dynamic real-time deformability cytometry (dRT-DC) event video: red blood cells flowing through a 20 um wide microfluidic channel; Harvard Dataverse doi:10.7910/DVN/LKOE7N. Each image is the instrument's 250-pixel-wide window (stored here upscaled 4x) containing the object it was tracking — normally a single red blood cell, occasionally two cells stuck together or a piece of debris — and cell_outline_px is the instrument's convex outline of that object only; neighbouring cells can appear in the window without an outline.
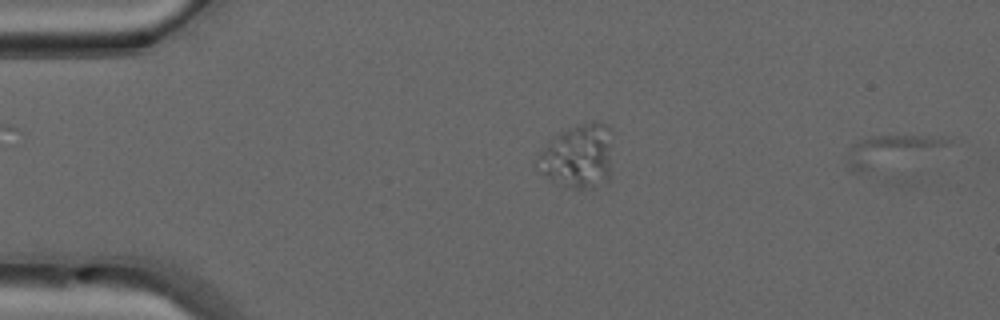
{"species": "common noctule bat (a hibernating species)", "species_latin": "Nyctalus noctula", "temperature_condition": "warm", "stored_images_in_passage": 46, "segment_of_instrument_passage": [1, 2], "camera_frame_rate_fps": 3000, "um_per_image_px": 0.085, "animal": {"sex": "male", "forearm_length_mm": 52.5}, "frame": {"image": 1, "passage_image": 2, "time_ms": 0.333, "image_size_px": [1000, 320], "cell_outline_px": [[952, 140], [948, 144], [856, 172], [852, 172], [852, 144], [860, 140], [872, 136], [940, 136]], "centroid_in_image_um": [75.72, 12.68], "position_along_channel_um": 9.3, "area_um2": 15.14}}